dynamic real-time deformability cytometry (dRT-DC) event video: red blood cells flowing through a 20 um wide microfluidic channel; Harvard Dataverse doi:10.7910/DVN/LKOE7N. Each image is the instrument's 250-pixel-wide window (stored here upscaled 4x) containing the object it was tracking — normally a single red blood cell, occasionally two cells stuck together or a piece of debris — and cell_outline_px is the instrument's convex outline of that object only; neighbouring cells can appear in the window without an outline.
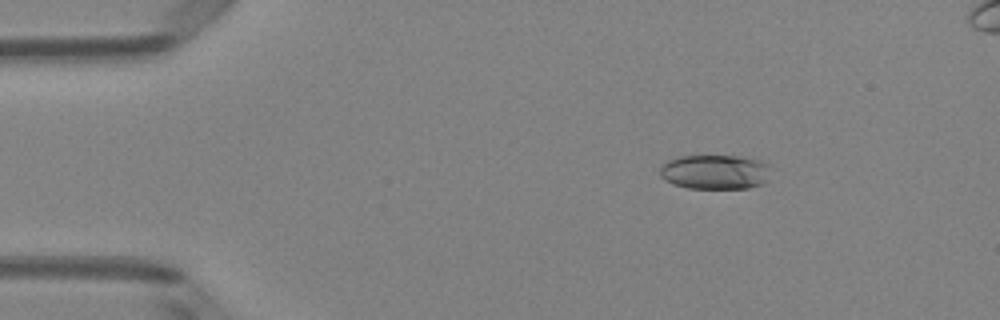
{"species": "Egyptian fruit bat (a non-hibernating species)", "species_latin": "Rousettus aegyptiacus", "temperature_condition": "room temperature", "stored_images_in_passage": 51, "camera_frame_rate_fps": 3000, "um_per_image_px": 0.085, "animal": {"sex": "female"}, "frame": {"image": 1, "passage_image": 8, "time_ms": 2.333, "image_size_px": [1000, 320], "cell_outline_px": [[772, 168], [764, 180], [760, 184], [748, 188], [688, 188], [672, 184], [664, 180], [660, 176], [660, 168], [668, 160], [680, 156], [740, 156], [760, 160], [768, 164]], "centroid_in_image_um": [60.76, 14.61], "position_along_channel_um": 24.2, "area_um2": 22.31}}
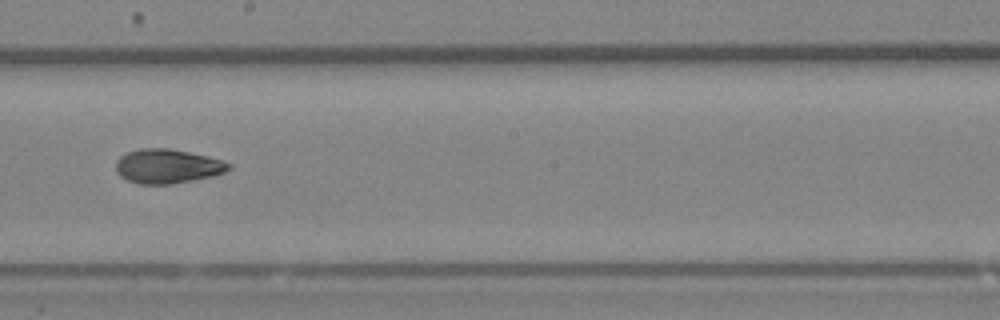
{"frame": {"image": 2, "passage_image": 29, "time_ms": 9.333, "image_size_px": [1000, 320], "cell_outline_px": [[232, 168], [224, 172], [212, 176], [172, 184], [140, 184], [128, 180], [120, 176], [116, 172], [116, 160], [120, 156], [128, 152], [140, 148], [168, 148], [208, 156], [232, 164]], "centroid_in_image_um": [14.22, 14.13], "position_along_channel_um": 234.0, "area_um2": 22.48}}
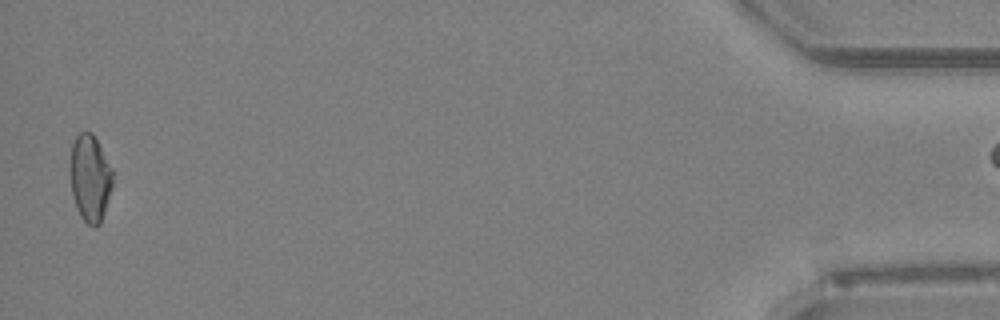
{"frame": {"image": 3, "passage_image": 50, "time_ms": 16.333, "image_size_px": [1000, 320], "cell_outline_px": [[116, 172], [112, 188], [100, 224], [88, 224], [80, 216], [76, 208], [72, 196], [72, 144], [76, 132], [92, 132]], "centroid_in_image_um": [7.71, 15.1], "position_along_channel_um": 427.5, "area_um2": 21.56}}